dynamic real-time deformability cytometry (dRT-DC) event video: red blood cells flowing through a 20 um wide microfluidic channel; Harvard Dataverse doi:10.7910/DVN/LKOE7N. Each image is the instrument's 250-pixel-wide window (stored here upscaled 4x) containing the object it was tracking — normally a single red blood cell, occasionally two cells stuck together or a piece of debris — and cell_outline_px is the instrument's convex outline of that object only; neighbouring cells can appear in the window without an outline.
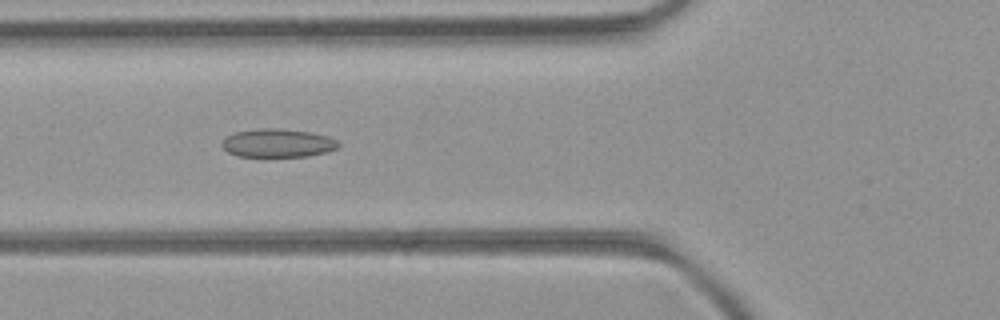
{"species": "common noctule bat (a hibernating species)", "species_latin": "Nyctalus noctula", "temperature_condition": "room temperature", "stored_images_in_passage": 44, "camera_frame_rate_fps": 3000, "um_per_image_px": 0.085, "animal": {"sex": "female", "body_mass_g": 21.9}, "frame": {"image": 1, "passage_image": 12, "time_ms": 3.667, "image_size_px": [1000, 320], "cell_outline_px": [[340, 144], [336, 148], [328, 152], [308, 156], [240, 156], [228, 152], [220, 144], [228, 136], [236, 132], [260, 128], [276, 128], [308, 132], [328, 136], [336, 140]], "centroid_in_image_um": [23.62, 12.16], "position_along_channel_um": 102.2, "area_um2": 19.02}}
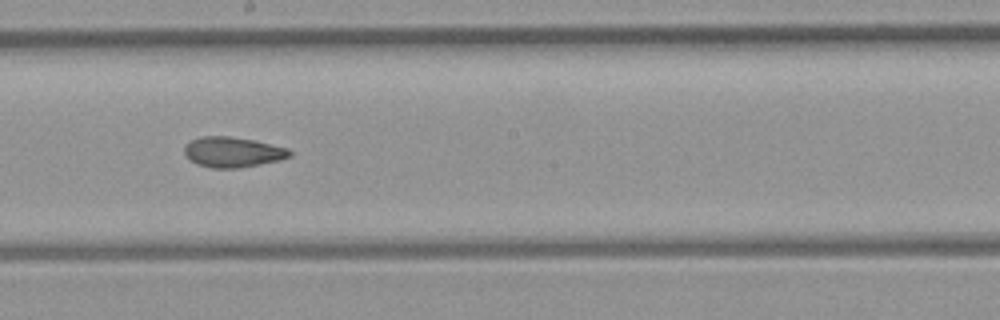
{"frame": {"image": 2, "passage_image": 21, "time_ms": 6.667, "image_size_px": [1000, 320], "cell_outline_px": [[292, 156], [280, 160], [240, 168], [212, 168], [196, 164], [184, 156], [184, 148], [192, 140], [200, 136], [228, 136], [256, 140], [288, 148], [292, 152]], "centroid_in_image_um": [19.79, 12.93], "position_along_channel_um": 228.4, "area_um2": 18.79}}
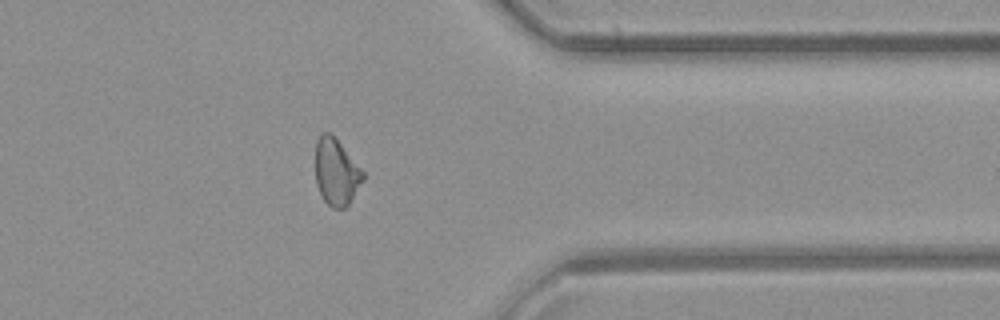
{"frame": {"image": 3, "passage_image": 33, "time_ms": 10.667, "image_size_px": [1000, 320], "cell_outline_px": [[364, 180], [348, 204], [344, 208], [332, 208], [324, 200], [316, 184], [316, 140], [320, 132], [328, 132], [340, 144], [364, 172]], "centroid_in_image_um": [28.57, 14.63], "position_along_channel_um": 382.8, "area_um2": 18.15}, "authors_computed_cell_mechanics": {"area_um2": 19.0162, "velocity_mm_per_s": 4.1824, "shape_relaxation_time_tau1_ms": null, "shape_relaxation_time_tau2_ms": 3.085, "deformation_change_tau1": null, "deformation_change_tau2": 0.1001}}